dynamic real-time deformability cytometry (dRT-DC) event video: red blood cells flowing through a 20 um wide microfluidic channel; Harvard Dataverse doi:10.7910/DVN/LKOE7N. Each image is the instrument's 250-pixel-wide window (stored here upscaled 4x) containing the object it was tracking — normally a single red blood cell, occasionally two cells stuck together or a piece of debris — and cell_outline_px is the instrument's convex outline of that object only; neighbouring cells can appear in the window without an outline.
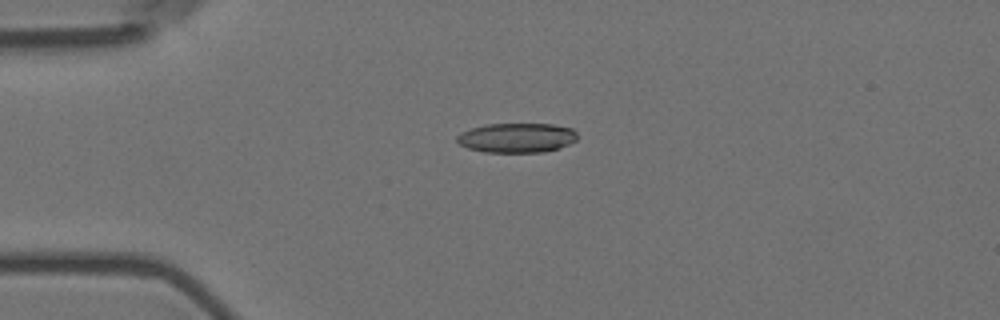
{"species": "Egyptian fruit bat (a non-hibernating species)", "species_latin": "Rousettus aegyptiacus", "temperature_condition": "room temperature", "stored_images_in_passage": 3, "camera_frame_rate_fps": 3000, "um_per_image_px": 0.085, "animal": {"sex": "female"}, "frame": {"image": 1, "passage_image": 1, "time_ms": 0.0, "image_size_px": [1000, 320], "cell_outline_px": [[576, 140], [560, 148], [544, 152], [484, 152], [468, 148], [460, 144], [456, 140], [456, 136], [460, 132], [472, 128], [488, 124], [552, 124], [572, 128], [576, 132]], "centroid_in_image_um": [43.92, 11.71], "position_along_channel_um": 41.1, "area_um2": 20.75}}
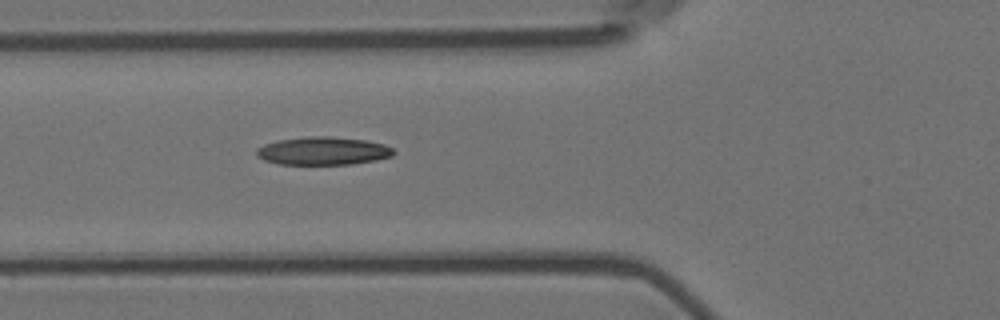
{"frame": {"image": 2, "passage_image": 3, "time_ms": 0.667, "image_size_px": [1000, 320], "cell_outline_px": [[396, 152], [392, 156], [376, 160], [352, 164], [276, 164], [264, 160], [256, 156], [256, 148], [264, 144], [276, 140], [308, 136], [328, 136], [364, 140], [384, 144], [392, 148]], "centroid_in_image_um": [27.42, 12.83], "position_along_channel_um": 98.4, "area_um2": 22.54}}